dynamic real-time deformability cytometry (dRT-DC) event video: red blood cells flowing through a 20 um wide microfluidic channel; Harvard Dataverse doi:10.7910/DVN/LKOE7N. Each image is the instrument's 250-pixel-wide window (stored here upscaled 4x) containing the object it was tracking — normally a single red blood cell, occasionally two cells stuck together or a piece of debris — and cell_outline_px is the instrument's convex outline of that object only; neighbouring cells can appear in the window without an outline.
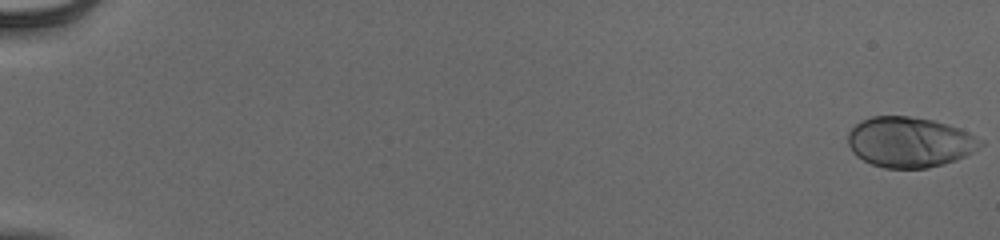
{"species": "human", "species_latin": "Homo sapiens", "temperature_condition": "cold", "stored_images_in_passage": 55, "camera_frame_rate_fps": 3000, "um_per_image_px": 0.085, "donor": {"sex": "male"}, "frame": {"image": 1, "passage_image": 1, "time_ms": 0.0, "image_size_px": [1000, 240], "cell_outline_px": [[984, 144], [972, 152], [956, 160], [944, 164], [928, 168], [884, 168], [872, 164], [856, 156], [852, 152], [848, 144], [848, 132], [860, 120], [872, 116], [908, 116], [932, 120], [948, 124], [960, 128], [984, 140]], "centroid_in_image_um": [77.32, 12.08], "position_along_channel_um": 7.7, "area_um2": 39.07}}
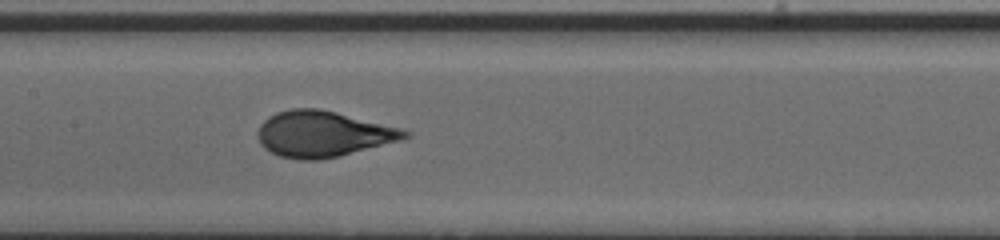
{"frame": {"image": 2, "passage_image": 30, "time_ms": 9.667, "image_size_px": [1000, 240], "cell_outline_px": [[412, 136], [400, 140], [340, 156], [320, 160], [300, 160], [280, 156], [264, 148], [260, 144], [256, 136], [256, 132], [260, 124], [268, 116], [276, 112], [292, 108], [320, 108], [404, 128], [412, 132]], "centroid_in_image_um": [27.46, 11.38], "position_along_channel_um": 179.9, "area_um2": 39.82}}
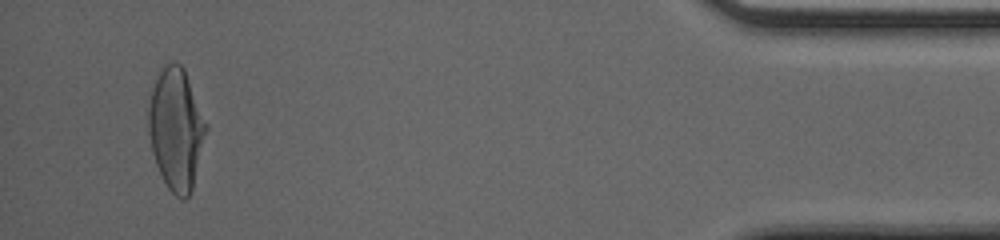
{"frame": {"image": 3, "passage_image": 53, "time_ms": 17.333, "image_size_px": [1000, 240], "cell_outline_px": [[208, 128], [192, 188], [188, 196], [184, 200], [180, 200], [168, 188], [156, 164], [152, 152], [148, 132], [148, 104], [152, 88], [160, 68], [164, 64], [172, 60], [176, 60], [184, 68], [208, 124]], "centroid_in_image_um": [14.96, 10.91], "position_along_channel_um": 420.2, "area_um2": 41.21}, "authors_computed_cell_mechanics": {"area_um2": 38.726, "velocity_mm_per_s": 3.9348, "shape_relaxation_time_tau1_ms": 4.0503, "shape_relaxation_time_tau2_ms": null, "deformation_change_tau1": 0.2043, "deformation_change_tau2": null}}